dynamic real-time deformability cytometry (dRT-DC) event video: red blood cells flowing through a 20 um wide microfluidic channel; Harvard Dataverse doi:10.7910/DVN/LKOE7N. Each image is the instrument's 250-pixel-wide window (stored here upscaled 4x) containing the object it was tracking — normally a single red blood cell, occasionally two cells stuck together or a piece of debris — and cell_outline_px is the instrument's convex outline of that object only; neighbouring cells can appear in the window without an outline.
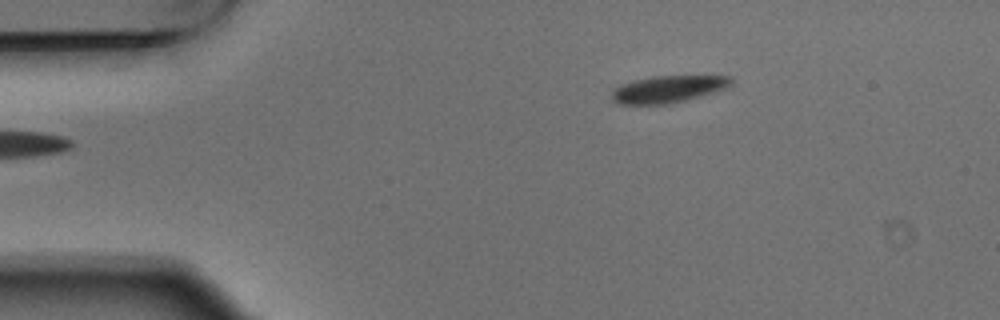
{"species": "Egyptian fruit bat (a non-hibernating species)", "species_latin": "Rousettus aegyptiacus", "temperature_condition": "warm", "stored_images_in_passage": 2, "camera_frame_rate_fps": 3000, "um_per_image_px": 0.085, "animal": {"sex": "male"}, "frame": {"image": 1, "passage_image": 2, "time_ms": 0.333, "image_size_px": [1000, 320], "cell_outline_px": [[732, 84], [724, 88], [712, 92], [684, 100], [668, 104], [616, 104], [612, 100], [612, 92], [620, 84], [652, 76], [732, 76]], "centroid_in_image_um": [56.75, 7.57], "position_along_channel_um": 28.3, "area_um2": 18.5}}